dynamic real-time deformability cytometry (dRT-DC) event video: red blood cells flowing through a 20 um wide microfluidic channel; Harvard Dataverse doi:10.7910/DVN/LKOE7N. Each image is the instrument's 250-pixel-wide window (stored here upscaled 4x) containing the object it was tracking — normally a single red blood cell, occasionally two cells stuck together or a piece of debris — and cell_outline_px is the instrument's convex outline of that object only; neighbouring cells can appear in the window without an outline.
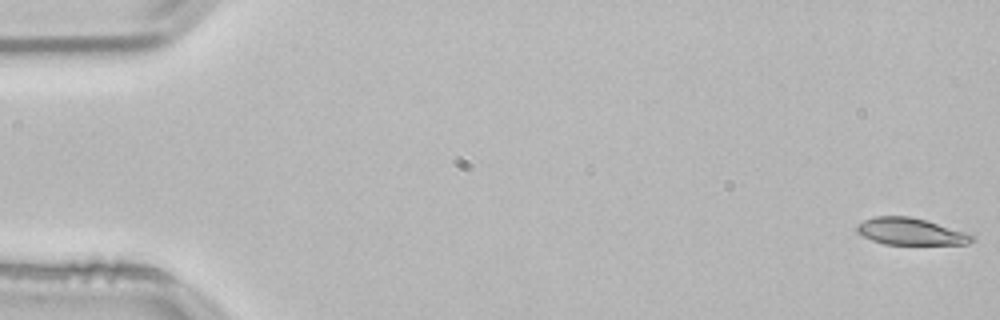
{"species": "common noctule bat (a hibernating species)", "species_latin": "Nyctalus noctula", "temperature_condition": "room temperature", "stored_images_in_passage": 53, "camera_frame_rate_fps": 3000, "um_per_image_px": 0.085, "animal": {"sex": "male", "body_mass_g": 21.5, "forearm_length_mm": 52.0}, "frame": {"image": 1, "passage_image": 1, "time_ms": 0.0, "image_size_px": [1000, 320], "cell_outline_px": [[976, 240], [968, 244], [884, 244], [872, 240], [856, 232], [856, 224], [872, 216], [908, 216], [972, 232], [976, 236]], "centroid_in_image_um": [77.47, 19.68], "position_along_channel_um": 7.5, "area_um2": 18.38}}
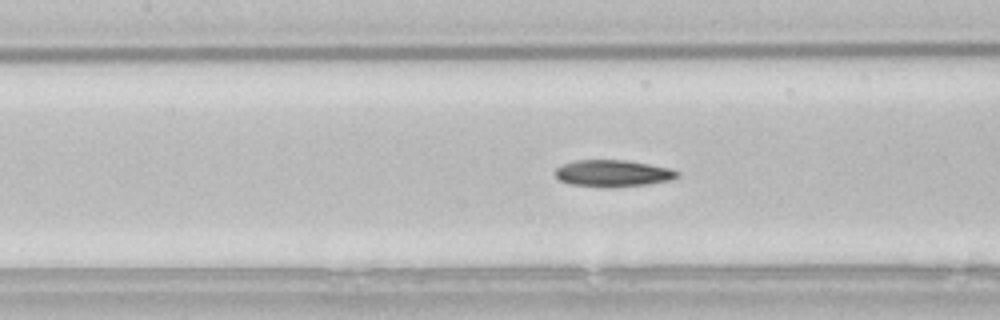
{"frame": {"image": 2, "passage_image": 24, "time_ms": 7.667, "image_size_px": [1000, 320], "cell_outline_px": [[680, 176], [672, 180], [648, 184], [612, 188], [604, 188], [568, 184], [560, 180], [556, 176], [556, 168], [564, 164], [576, 160], [628, 160], [672, 168], [680, 172]], "centroid_in_image_um": [52.15, 14.74], "position_along_channel_um": 155.3, "area_um2": 19.42}}
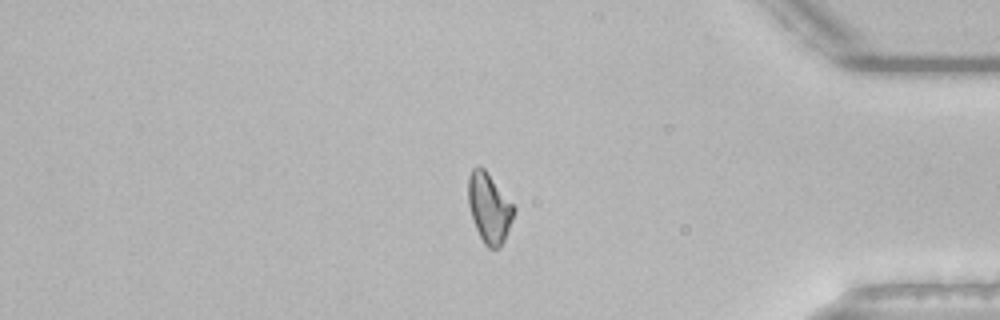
{"frame": {"image": 3, "passage_image": 45, "time_ms": 14.667, "image_size_px": [1000, 320], "cell_outline_px": [[516, 212], [504, 240], [500, 248], [488, 248], [484, 244], [472, 220], [468, 204], [468, 176], [472, 168], [484, 168], [516, 208]], "centroid_in_image_um": [41.58, 17.7], "position_along_channel_um": 393.6, "area_um2": 18.5}, "authors_computed_cell_mechanics": {"area_um2": 18.8428, "velocity_mm_per_s": 3.8181, "shape_relaxation_time_tau1_ms": null, "shape_relaxation_time_tau2_ms": 6.4154, "deformation_change_tau1": null, "deformation_change_tau2": 0.1488}}